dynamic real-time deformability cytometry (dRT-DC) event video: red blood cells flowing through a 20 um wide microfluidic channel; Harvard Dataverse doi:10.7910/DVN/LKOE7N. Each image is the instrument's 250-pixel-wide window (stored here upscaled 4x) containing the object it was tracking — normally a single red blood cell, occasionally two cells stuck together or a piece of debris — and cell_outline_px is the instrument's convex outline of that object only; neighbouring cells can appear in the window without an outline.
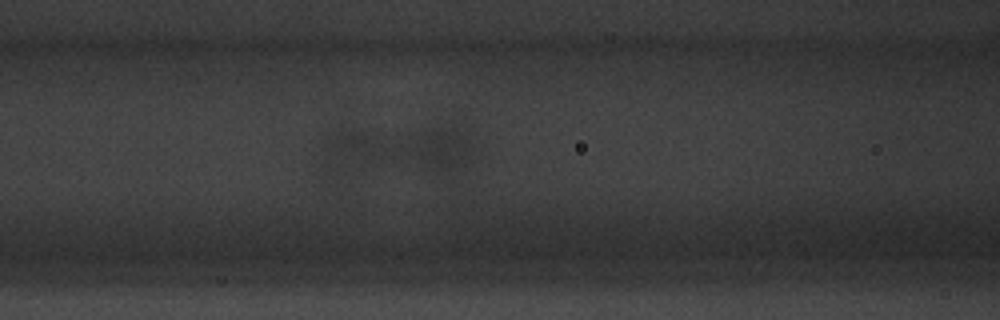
{"species": "common noctule bat (a hibernating species)", "species_latin": "Nyctalus noctula", "temperature_condition": "warm", "stored_images_in_passage": 31, "camera_frame_rate_fps": 3000, "um_per_image_px": 0.085, "animal": {"sex": "male", "body_mass_g": 20.1, "forearm_length_mm": 53.5}, "frame": {"image": 1, "passage_image": 5, "time_ms": 1.333, "image_size_px": [1000, 320], "cell_outline_px": [[476, 148], [468, 164], [448, 172], [436, 176], [420, 172], [412, 168], [408, 164], [400, 152], [400, 148], [416, 132], [424, 128], [456, 128], [468, 136]], "centroid_in_image_um": [37.22, 12.8], "position_along_channel_um": 129.4, "area_um2": 19.31}}
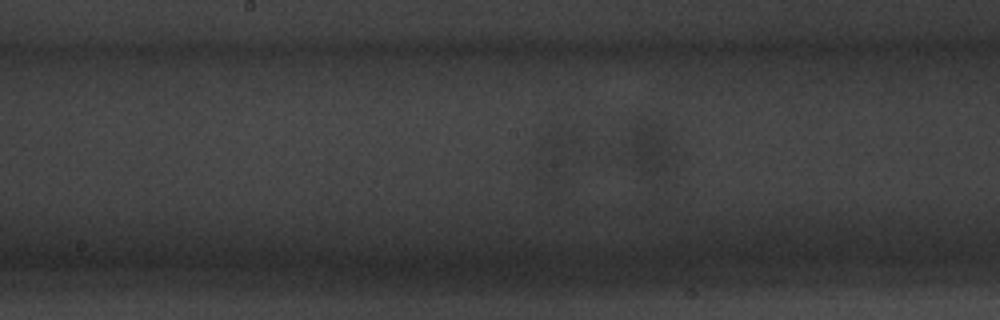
{"frame": {"image": 2, "passage_image": 10, "time_ms": 3.0, "image_size_px": [1000, 320], "cell_outline_px": [[584, 144], [556, 188], [532, 176], [532, 164], [536, 136], [552, 128], [572, 128], [580, 132], [584, 140]], "centroid_in_image_um": [47.21, 13.09], "position_along_channel_um": 201.0, "area_um2": 15.61}}
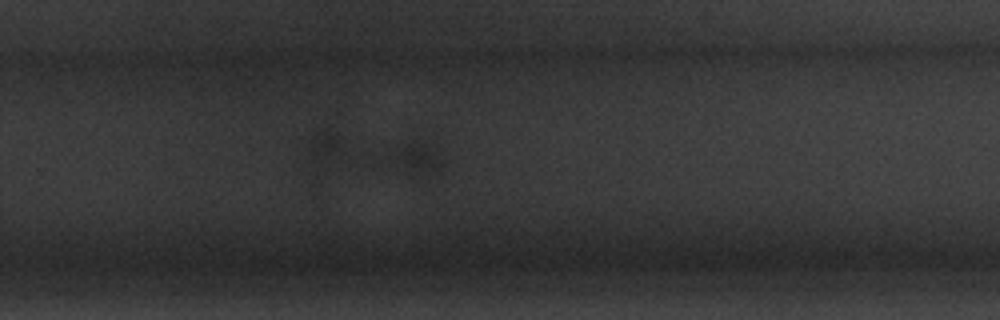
{"frame": {"image": 3, "passage_image": 18, "time_ms": 5.667, "image_size_px": [1000, 320], "cell_outline_px": [[444, 172], [420, 180], [408, 176], [388, 164], [388, 160], [396, 148], [412, 140], [416, 140], [440, 144], [444, 160]], "centroid_in_image_um": [35.56, 13.55], "position_along_channel_um": 294.2, "area_um2": 11.91}}